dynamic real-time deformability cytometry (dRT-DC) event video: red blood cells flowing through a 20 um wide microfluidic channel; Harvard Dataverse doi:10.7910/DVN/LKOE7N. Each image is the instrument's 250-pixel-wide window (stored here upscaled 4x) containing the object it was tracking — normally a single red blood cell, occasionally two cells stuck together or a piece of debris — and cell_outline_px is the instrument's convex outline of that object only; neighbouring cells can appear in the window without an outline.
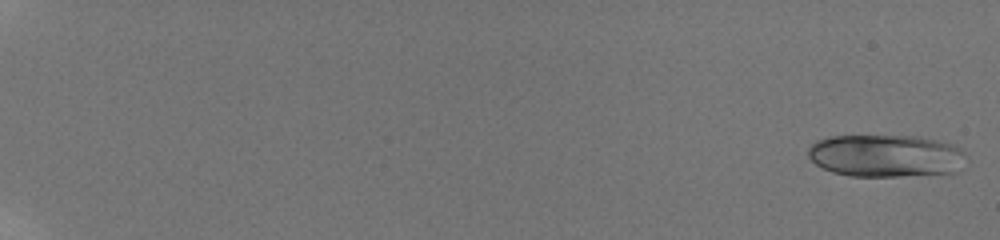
{"species": "human", "species_latin": "Homo sapiens", "temperature_condition": "room temperature", "stored_images_in_passage": 11, "camera_frame_rate_fps": 3000, "um_per_image_px": 0.085, "donor": {"sex": "male"}, "frame": {"image": 1, "passage_image": 1, "time_ms": 0.0, "image_size_px": [1000, 240], "cell_outline_px": [[968, 156], [952, 172], [900, 176], [848, 176], [832, 172], [816, 164], [808, 156], [808, 148], [816, 140], [832, 136], [920, 136], [952, 144], [960, 148]], "centroid_in_image_um": [75.25, 13.23], "position_along_channel_um": 9.7, "area_um2": 38.9}}